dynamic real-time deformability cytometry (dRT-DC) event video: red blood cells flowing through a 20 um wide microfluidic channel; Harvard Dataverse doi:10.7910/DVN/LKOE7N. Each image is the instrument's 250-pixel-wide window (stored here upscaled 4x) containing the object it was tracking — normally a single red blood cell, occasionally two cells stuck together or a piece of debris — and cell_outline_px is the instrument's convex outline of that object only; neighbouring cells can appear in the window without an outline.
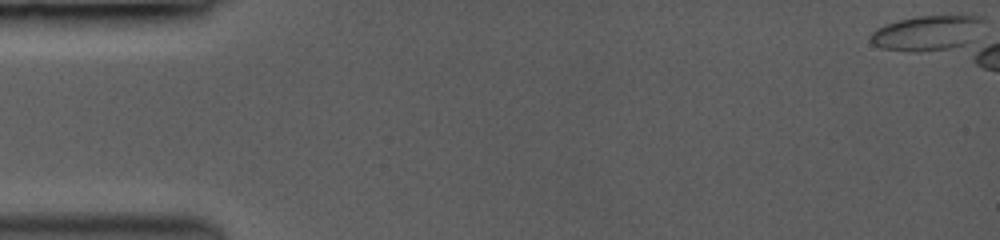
{"species": "common noctule bat (a hibernating species)", "species_latin": "Nyctalus noctula", "temperature_condition": "room temperature", "stored_images_in_passage": 1, "camera_frame_rate_fps": 3500, "um_per_image_px": 0.085, "animal": {"sex": "female", "body_mass_g": 19.0, "forearm_length_mm": 53.3}, "frame": {"image": 1, "passage_image": 1, "time_ms": 0.0, "image_size_px": [1000, 240], "cell_outline_px": [[976, 20], [960, 44], [944, 48], [884, 48], [872, 44], [872, 32], [888, 24], [900, 20], [920, 16], [968, 16]], "centroid_in_image_um": [78.51, 2.76], "position_along_channel_um": 6.5, "area_um2": 19.48}}